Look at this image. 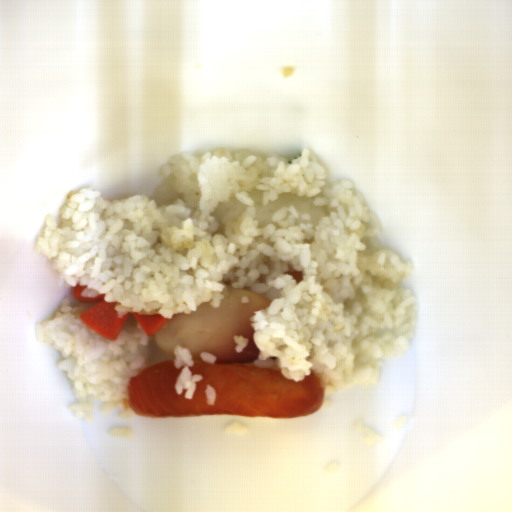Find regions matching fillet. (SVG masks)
Wrapping results in <instances>:
<instances>
[{
    "instance_id": "e2c912f1",
    "label": "fillet",
    "mask_w": 512,
    "mask_h": 512,
    "mask_svg": "<svg viewBox=\"0 0 512 512\" xmlns=\"http://www.w3.org/2000/svg\"><path fill=\"white\" fill-rule=\"evenodd\" d=\"M288 275H291L293 279L299 284L303 278V272L301 270H296L292 272H288Z\"/></svg>"
},
{
    "instance_id": "25842a12",
    "label": "fillet",
    "mask_w": 512,
    "mask_h": 512,
    "mask_svg": "<svg viewBox=\"0 0 512 512\" xmlns=\"http://www.w3.org/2000/svg\"><path fill=\"white\" fill-rule=\"evenodd\" d=\"M220 306L197 305L194 313H175L157 331L155 344L169 360L146 366L128 384V405L138 417L177 418L192 416H264L274 418L308 417L318 413L326 400L321 376L311 370L301 381L286 378L279 367H258L259 354L250 318L271 301L257 292L242 288H226ZM249 296V304L240 296ZM233 335L248 337L244 351L236 353ZM193 354V374L203 375L197 382L193 399L184 392L177 394L174 384L182 368L173 366V350L177 345ZM217 355L214 364L202 361L199 354ZM216 390L217 400L206 403V385Z\"/></svg>"
}]
</instances>
